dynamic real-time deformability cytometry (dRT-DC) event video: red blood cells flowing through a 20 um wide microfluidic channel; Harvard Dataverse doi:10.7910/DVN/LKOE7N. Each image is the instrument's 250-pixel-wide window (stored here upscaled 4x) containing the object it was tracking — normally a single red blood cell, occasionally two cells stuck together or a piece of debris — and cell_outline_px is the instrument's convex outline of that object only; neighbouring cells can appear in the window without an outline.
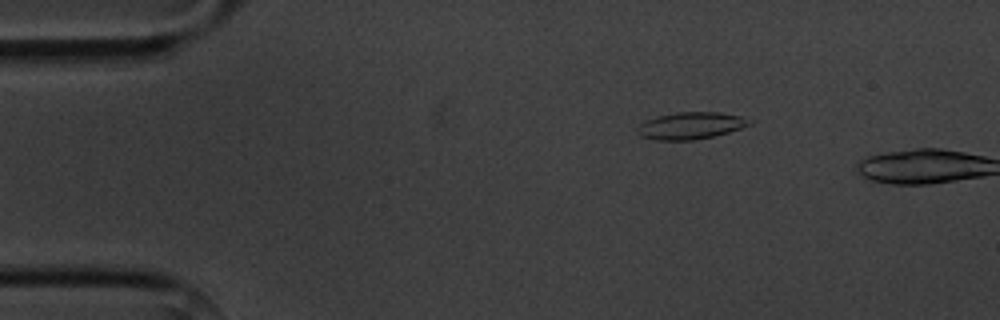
{"species": "common noctule bat (a hibernating species)", "species_latin": "Nyctalus noctula", "temperature_condition": "cold", "stored_images_in_passage": 2, "camera_frame_rate_fps": 3000, "um_per_image_px": 0.085, "animal": {"sex": "male", "body_mass_g": 20.1, "forearm_length_mm": 53.5}, "frame": {"image": 1, "passage_image": 1, "time_ms": 0.0, "image_size_px": [1000, 320], "cell_outline_px": [[752, 124], [728, 132], [712, 136], [692, 140], [656, 140], [640, 136], [636, 132], [636, 128], [644, 120], [656, 116], [676, 112], [720, 112], [740, 116], [752, 120]], "centroid_in_image_um": [58.66, 10.67], "position_along_channel_um": 26.3, "area_um2": 17.69}}